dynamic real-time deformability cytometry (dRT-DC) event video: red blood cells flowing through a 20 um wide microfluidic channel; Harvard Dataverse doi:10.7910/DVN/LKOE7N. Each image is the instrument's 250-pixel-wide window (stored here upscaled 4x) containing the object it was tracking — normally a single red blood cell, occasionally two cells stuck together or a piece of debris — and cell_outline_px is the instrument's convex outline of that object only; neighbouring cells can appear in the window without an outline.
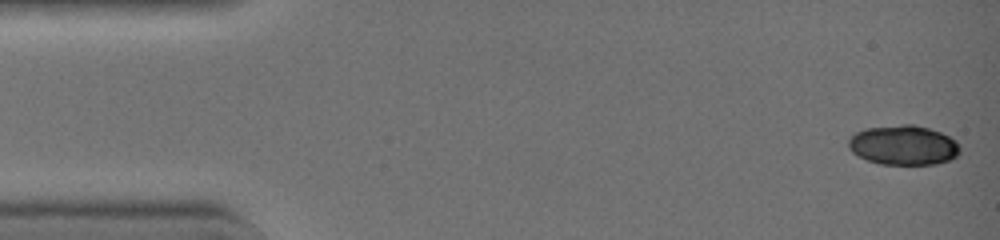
{"species": "common noctule bat (a hibernating species)", "species_latin": "Nyctalus noctula", "temperature_condition": "warm", "stored_images_in_passage": 43, "camera_frame_rate_fps": 3000, "um_per_image_px": 0.085, "animal": {"sex": "female", "body_mass_g": 19.0, "forearm_length_mm": 51.5}, "frame": {"image": 1, "passage_image": 1, "time_ms": 0.0, "image_size_px": [1000, 240], "cell_outline_px": [[960, 152], [956, 156], [948, 160], [936, 164], [880, 164], [868, 160], [852, 152], [848, 148], [848, 140], [856, 132], [868, 128], [904, 124], [912, 124], [928, 128], [940, 132], [956, 140], [960, 148]], "centroid_in_image_um": [76.8, 12.34], "position_along_channel_um": 8.2, "area_um2": 25.61}}